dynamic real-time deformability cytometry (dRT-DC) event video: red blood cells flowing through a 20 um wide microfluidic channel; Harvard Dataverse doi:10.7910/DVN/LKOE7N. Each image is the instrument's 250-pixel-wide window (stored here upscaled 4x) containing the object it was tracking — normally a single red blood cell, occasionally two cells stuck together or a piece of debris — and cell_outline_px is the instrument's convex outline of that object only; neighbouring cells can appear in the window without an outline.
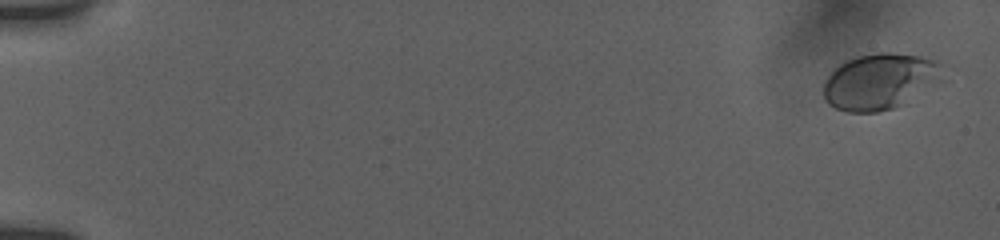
{"species": "human", "species_latin": "Homo sapiens", "temperature_condition": "room temperature", "stored_images_in_passage": 39, "camera_frame_rate_fps": 3000, "um_per_image_px": 0.085, "donor": {"sex": "female"}, "frame": {"image": 1, "passage_image": 1, "time_ms": 0.0, "image_size_px": [1000, 240], "cell_outline_px": [[944, 64], [940, 80], [900, 104], [892, 108], [876, 112], [848, 112], [836, 108], [828, 104], [824, 100], [824, 80], [844, 60], [860, 56], [880, 52], [888, 52], [920, 56], [936, 60]], "centroid_in_image_um": [74.76, 6.9], "position_along_channel_um": 10.2, "area_um2": 38.38}}
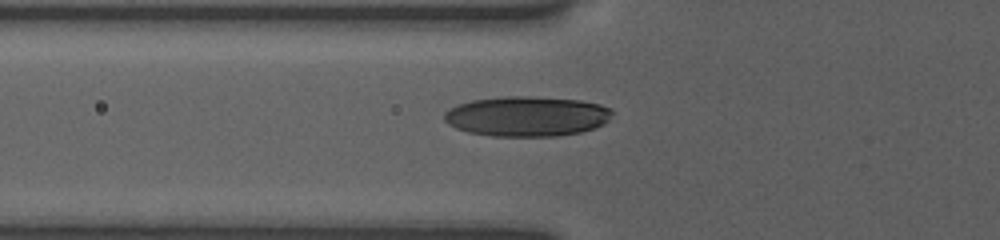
{"frame": {"image": 2, "passage_image": 15, "time_ms": 6.667, "image_size_px": [1000, 240], "cell_outline_px": [[612, 112], [608, 120], [604, 124], [596, 128], [580, 132], [556, 136], [492, 136], [468, 132], [456, 128], [448, 124], [444, 120], [444, 112], [448, 108], [472, 100], [504, 96], [528, 96], [580, 100], [600, 104], [612, 108]], "centroid_in_image_um": [44.78, 9.88], "position_along_channel_um": 81.0, "area_um2": 39.36}}
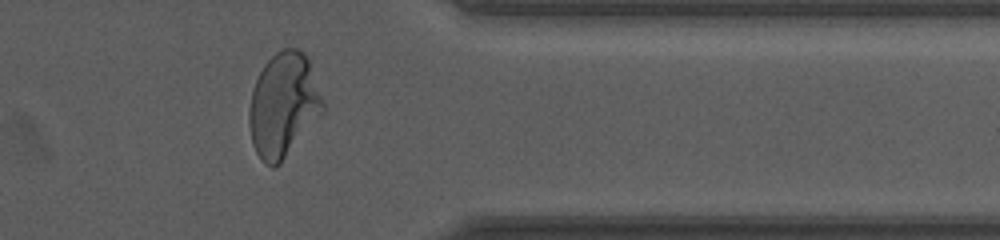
{"frame": {"image": 3, "passage_image": 30, "time_ms": 15.0, "image_size_px": [1000, 240], "cell_outline_px": [[324, 112], [280, 164], [272, 168], [264, 164], [260, 160], [252, 144], [248, 124], [248, 112], [252, 92], [256, 80], [264, 64], [276, 52], [284, 48], [296, 48], [304, 52], [308, 60], [324, 104]], "centroid_in_image_um": [24.07, 8.97], "position_along_channel_um": 387.3, "area_um2": 44.74}}